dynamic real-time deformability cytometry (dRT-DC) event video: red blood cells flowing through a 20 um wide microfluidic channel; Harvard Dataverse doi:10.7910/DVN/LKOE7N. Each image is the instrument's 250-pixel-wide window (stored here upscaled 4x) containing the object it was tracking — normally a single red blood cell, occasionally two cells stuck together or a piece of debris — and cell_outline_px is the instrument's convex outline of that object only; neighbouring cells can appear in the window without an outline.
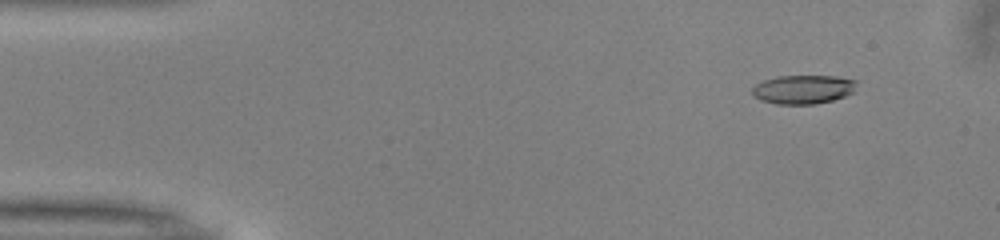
{"species": "common noctule bat (a hibernating species)", "species_latin": "Nyctalus noctula", "temperature_condition": "warm", "stored_images_in_passage": 15, "camera_frame_rate_fps": 3000, "um_per_image_px": 0.085, "animal": {"sex": "male", "body_mass_g": 13.0, "forearm_length_mm": 53.1}, "frame": {"image": 1, "passage_image": 5, "time_ms": 1.333, "image_size_px": [1000, 240], "cell_outline_px": [[856, 92], [832, 100], [816, 104], [776, 104], [760, 100], [752, 92], [752, 88], [756, 84], [764, 80], [780, 76], [836, 76], [856, 80]], "centroid_in_image_um": [68.3, 7.6], "position_along_channel_um": 16.7, "area_um2": 17.57}}